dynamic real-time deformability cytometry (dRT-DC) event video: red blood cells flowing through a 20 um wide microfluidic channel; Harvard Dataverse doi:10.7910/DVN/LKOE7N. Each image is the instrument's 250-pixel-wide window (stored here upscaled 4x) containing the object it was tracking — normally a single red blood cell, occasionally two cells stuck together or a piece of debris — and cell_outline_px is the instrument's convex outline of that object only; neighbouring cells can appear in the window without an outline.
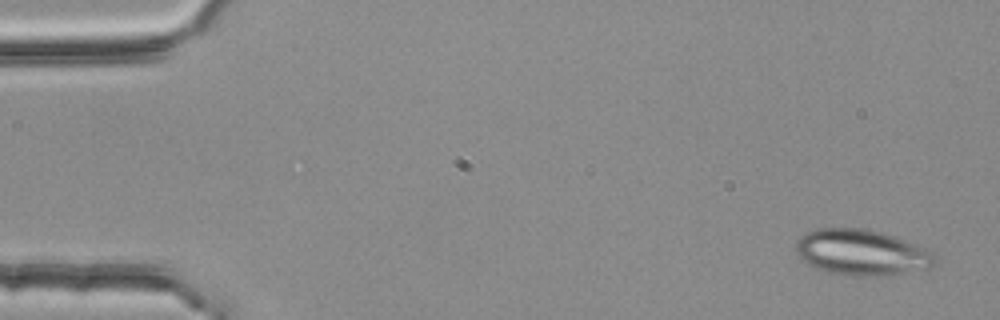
{"species": "common noctule bat (a hibernating species)", "species_latin": "Nyctalus noctula", "temperature_condition": "room temperature", "stored_images_in_passage": 3, "camera_frame_rate_fps": 3000, "um_per_image_px": 0.085, "animal": {"sex": "female", "body_mass_g": 25.1}, "frame": {"image": 1, "passage_image": 1, "time_ms": 0.0, "image_size_px": [1000, 320], "cell_outline_px": [[936, 264], [928, 268], [892, 276], [856, 276], [828, 272], [816, 268], [808, 264], [796, 252], [796, 240], [804, 232], [816, 228], [864, 228], [884, 232], [928, 248], [936, 256]], "centroid_in_image_um": [73.28, 21.45], "position_along_channel_um": 11.7, "area_um2": 37.74}}